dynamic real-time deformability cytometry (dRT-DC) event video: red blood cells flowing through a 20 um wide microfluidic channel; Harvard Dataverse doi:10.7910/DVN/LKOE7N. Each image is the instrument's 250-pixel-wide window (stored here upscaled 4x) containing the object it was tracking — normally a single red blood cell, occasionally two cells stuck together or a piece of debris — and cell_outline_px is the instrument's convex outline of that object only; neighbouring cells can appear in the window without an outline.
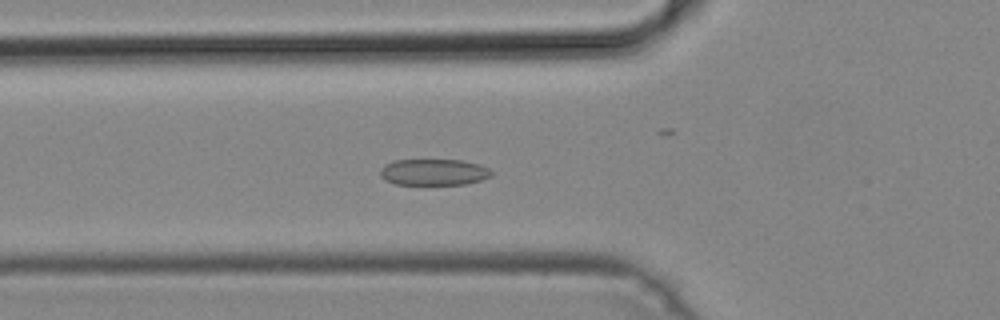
{"species": "common noctule bat (a hibernating species)", "species_latin": "Nyctalus noctula", "temperature_condition": "cold", "stored_images_in_passage": 50, "camera_frame_rate_fps": 3000, "um_per_image_px": 0.085, "animal": {"sex": "male", "body_mass_g": 19.2, "forearm_length_mm": 51.8}, "frame": {"image": 1, "passage_image": 18, "time_ms": 5.667, "image_size_px": [1000, 320], "cell_outline_px": [[492, 176], [484, 180], [464, 184], [396, 184], [384, 180], [380, 176], [380, 168], [384, 164], [392, 160], [464, 160], [480, 164], [488, 168], [492, 172]], "centroid_in_image_um": [36.87, 14.62], "position_along_channel_um": 88.9, "area_um2": 17.28}}
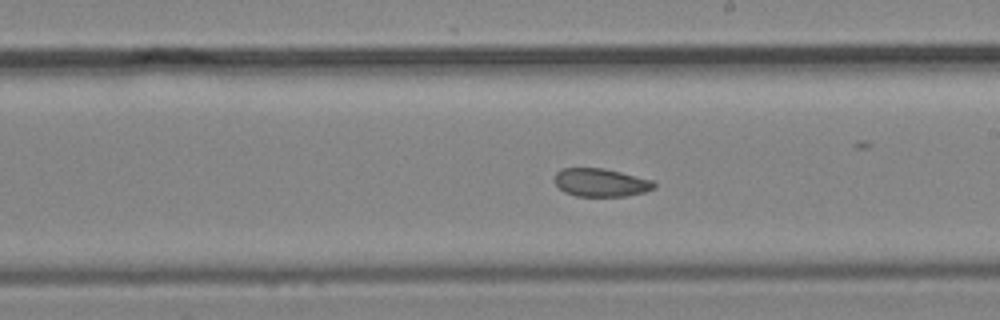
{"frame": {"image": 2, "passage_image": 29, "time_ms": 9.333, "image_size_px": [1000, 320], "cell_outline_px": [[656, 188], [644, 192], [628, 196], [576, 196], [564, 192], [556, 184], [556, 172], [560, 168], [604, 168], [652, 180], [656, 184]], "centroid_in_image_um": [51.08, 15.52], "position_along_channel_um": 237.9, "area_um2": 16.3}}
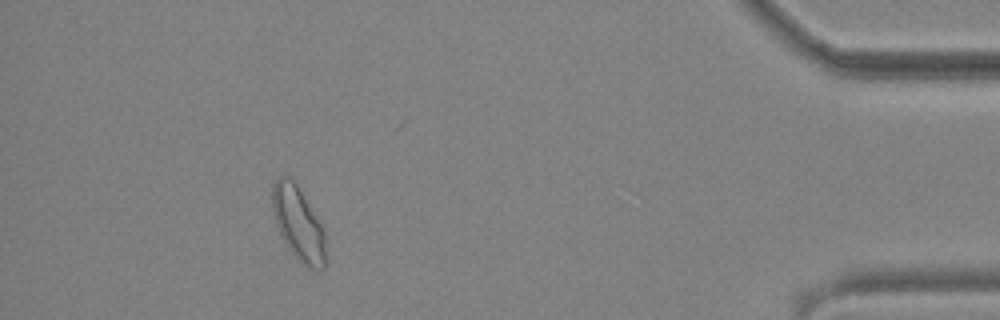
{"frame": {"image": 3, "passage_image": 46, "time_ms": 15.0, "image_size_px": [1000, 320], "cell_outline_px": [[324, 268], [308, 268], [300, 264], [284, 244], [276, 224], [272, 212], [272, 184], [280, 176], [288, 176], [296, 184], [324, 228]], "centroid_in_image_um": [25.32, 19.02], "position_along_channel_um": 409.9, "area_um2": 22.89}}